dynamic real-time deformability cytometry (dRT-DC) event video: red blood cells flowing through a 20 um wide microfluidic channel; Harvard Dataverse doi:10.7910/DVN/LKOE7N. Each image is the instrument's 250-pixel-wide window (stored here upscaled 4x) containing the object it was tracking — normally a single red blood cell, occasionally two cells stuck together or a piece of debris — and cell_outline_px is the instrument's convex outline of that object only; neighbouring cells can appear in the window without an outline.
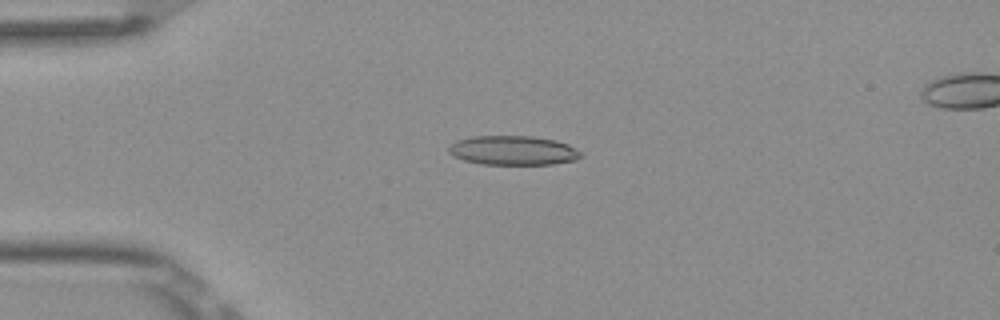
{"species": "Egyptian fruit bat (a non-hibernating species)", "species_latin": "Rousettus aegyptiacus", "temperature_condition": "room temperature", "stored_images_in_passage": 52, "camera_frame_rate_fps": 3000, "um_per_image_px": 0.085, "frame": {"image": 1, "passage_image": 13, "time_ms": 4.0, "image_size_px": [1000, 320], "cell_outline_px": [[580, 156], [576, 160], [552, 164], [480, 164], [464, 160], [452, 156], [448, 152], [448, 148], [456, 140], [472, 136], [532, 136], [556, 140], [568, 144], [580, 152]], "centroid_in_image_um": [43.57, 12.78], "position_along_channel_um": 41.4, "area_um2": 22.54}}
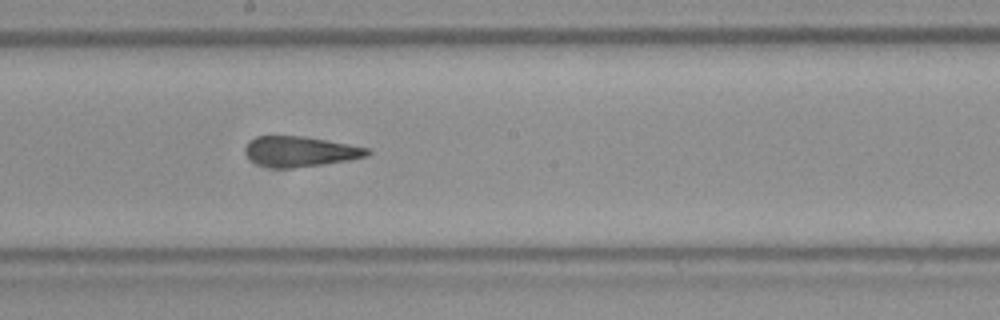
{"frame": {"image": 2, "passage_image": 29, "time_ms": 9.333, "image_size_px": [1000, 320], "cell_outline_px": [[372, 152], [368, 156], [348, 160], [292, 168], [272, 168], [256, 164], [244, 152], [244, 148], [256, 136], [304, 136], [372, 148]], "centroid_in_image_um": [25.54, 12.87], "position_along_channel_um": 222.7, "area_um2": 21.56}}
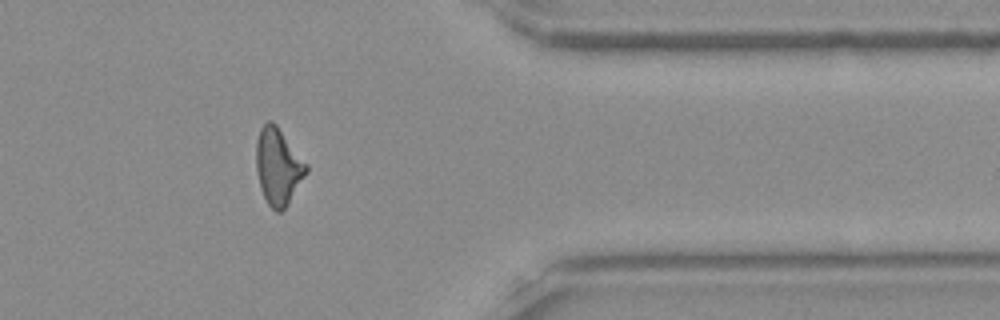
{"frame": {"image": 3, "passage_image": 43, "time_ms": 14.0, "image_size_px": [1000, 320], "cell_outline_px": [[308, 172], [288, 204], [280, 212], [276, 212], [268, 204], [260, 188], [256, 172], [256, 140], [260, 128], [268, 120], [272, 120], [276, 124], [308, 164]], "centroid_in_image_um": [23.64, 14.14], "position_along_channel_um": 387.8, "area_um2": 22.54}, "authors_computed_cell_mechanics": {"area_um2": 22.0218, "velocity_mm_per_s": 3.8913, "shape_relaxation_time_tau1_ms": null, "shape_relaxation_time_tau2_ms": 2.803, "deformation_change_tau1": null, "deformation_change_tau2": 0.1264}}